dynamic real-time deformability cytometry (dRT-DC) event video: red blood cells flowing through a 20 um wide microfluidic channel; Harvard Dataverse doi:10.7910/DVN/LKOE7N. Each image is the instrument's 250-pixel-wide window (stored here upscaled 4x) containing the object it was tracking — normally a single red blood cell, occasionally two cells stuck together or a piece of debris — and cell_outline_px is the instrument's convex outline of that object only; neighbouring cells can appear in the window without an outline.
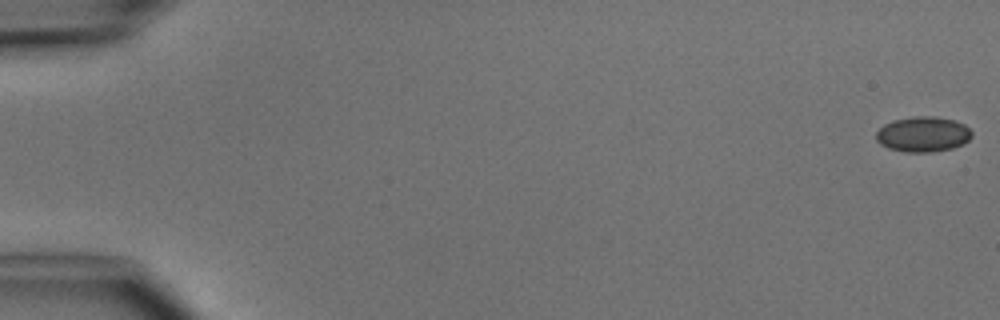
{"species": "common noctule bat (a hibernating species)", "species_latin": "Nyctalus noctula", "temperature_condition": "cold", "stored_images_in_passage": 6, "segment_of_instrument_passage": [1, 2], "camera_frame_rate_fps": 3000, "um_per_image_px": 0.085, "animal": {"sex": "male", "body_mass_g": 15.6}, "frame": {"image": 1, "passage_image": 1, "time_ms": 0.0, "image_size_px": [1000, 320], "cell_outline_px": [[972, 136], [964, 144], [952, 148], [932, 152], [904, 152], [888, 148], [880, 144], [876, 140], [876, 132], [884, 124], [892, 120], [912, 116], [936, 116], [956, 120], [964, 124], [972, 132]], "centroid_in_image_um": [78.45, 11.4], "position_along_channel_um": 6.5, "area_um2": 19.94}}
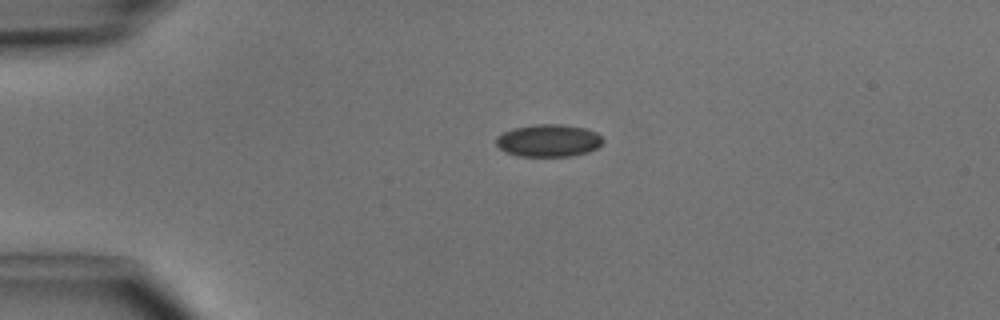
{"frame": {"image": 2, "passage_image": 4, "time_ms": 3.667, "image_size_px": [1000, 320], "cell_outline_px": [[604, 140], [596, 148], [588, 152], [572, 156], [516, 156], [504, 152], [496, 144], [496, 136], [512, 128], [532, 124], [564, 124], [584, 128], [596, 132]], "centroid_in_image_um": [46.59, 11.94], "position_along_channel_um": 38.4, "area_um2": 20.35}}